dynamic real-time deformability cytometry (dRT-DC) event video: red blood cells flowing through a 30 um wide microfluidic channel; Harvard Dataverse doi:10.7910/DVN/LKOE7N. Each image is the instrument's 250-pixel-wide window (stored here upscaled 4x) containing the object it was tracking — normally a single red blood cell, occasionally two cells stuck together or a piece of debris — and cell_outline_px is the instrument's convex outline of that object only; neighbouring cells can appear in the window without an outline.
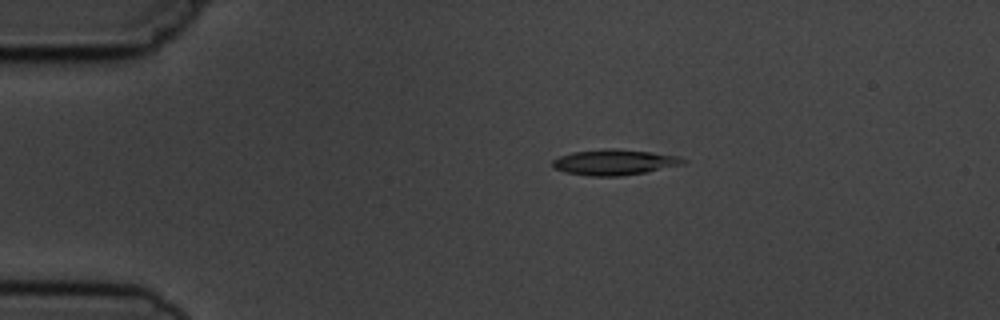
{"species": "common noctule bat (a hibernating species)", "species_latin": "Nyctalus noctula", "temperature_condition": "cold", "stored_images_in_passage": 8, "camera_frame_rate_fps": 3000, "um_per_image_px": 0.085, "animal": {"sex": "male", "body_mass_g": 19.5, "forearm_length_mm": 54.6}, "frame": {"image": 1, "passage_image": 3, "time_ms": 2.333, "image_size_px": [1000, 320], "cell_outline_px": [[688, 160], [684, 164], [644, 172], [620, 176], [592, 176], [564, 172], [552, 168], [552, 160], [560, 156], [572, 152], [604, 148], [612, 148], [648, 152], [676, 156]], "centroid_in_image_um": [52.16, 13.79], "position_along_channel_um": 32.8, "area_um2": 19.36}}
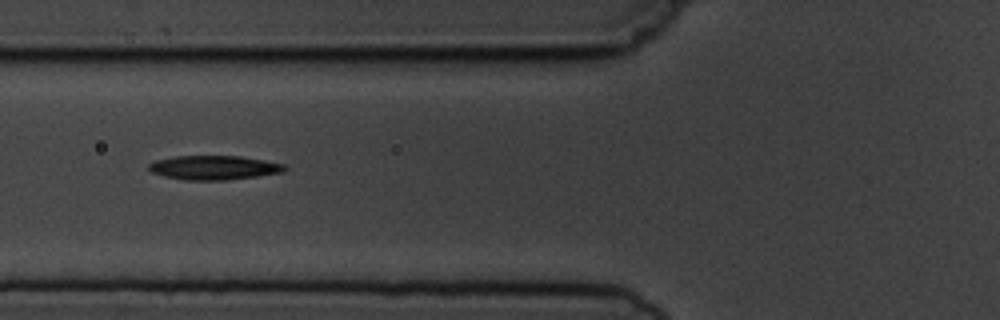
{"frame": {"image": 2, "passage_image": 6, "time_ms": 5.667, "image_size_px": [1000, 320], "cell_outline_px": [[288, 168], [284, 172], [256, 176], [224, 180], [184, 180], [164, 176], [152, 172], [148, 168], [148, 164], [156, 160], [176, 156], [240, 156], [264, 160], [284, 164]], "centroid_in_image_um": [18.19, 14.24], "position_along_channel_um": 107.6, "area_um2": 19.07}}
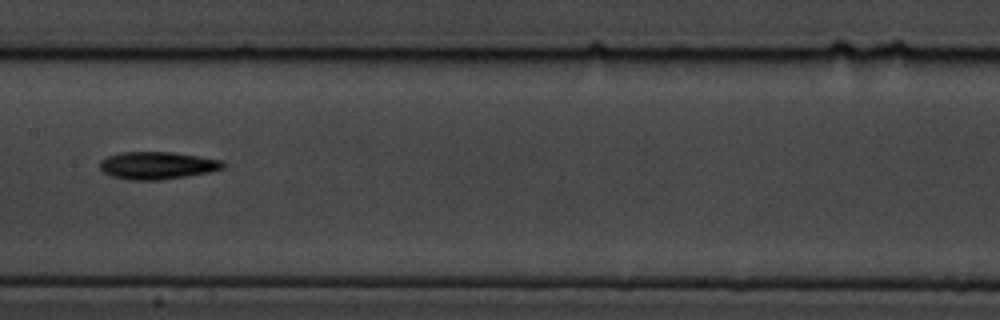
{"frame": {"image": 3, "passage_image": 8, "time_ms": 8.0, "image_size_px": [1000, 320], "cell_outline_px": [[228, 164], [224, 168], [208, 172], [160, 180], [128, 180], [112, 176], [104, 172], [100, 168], [100, 160], [108, 156], [120, 152], [172, 152], [200, 156], [224, 160]], "centroid_in_image_um": [13.4, 14.05], "position_along_channel_um": 194.0, "area_um2": 19.83}}